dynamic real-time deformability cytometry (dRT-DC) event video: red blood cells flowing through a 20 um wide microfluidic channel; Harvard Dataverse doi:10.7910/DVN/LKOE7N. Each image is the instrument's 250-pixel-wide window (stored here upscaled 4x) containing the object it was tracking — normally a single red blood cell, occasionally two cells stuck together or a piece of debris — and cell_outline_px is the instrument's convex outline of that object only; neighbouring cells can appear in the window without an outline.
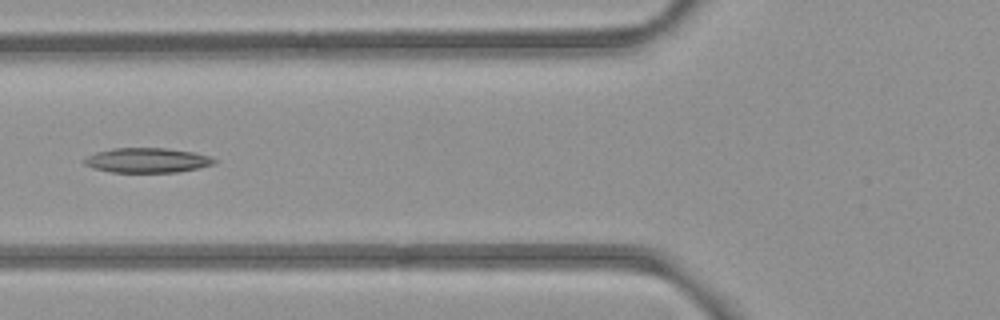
{"species": "common noctule bat (a hibernating species)", "species_latin": "Nyctalus noctula", "temperature_condition": "room temperature", "stored_images_in_passage": 4, "camera_frame_rate_fps": 3000, "um_per_image_px": 0.085, "animal": {"sex": "female", "body_mass_g": 21.9}, "frame": {"image": 1, "passage_image": 3, "time_ms": 2.333, "image_size_px": [1000, 320], "cell_outline_px": [[216, 164], [176, 172], [112, 172], [92, 168], [84, 164], [84, 160], [88, 156], [96, 152], [112, 148], [168, 148], [196, 152], [208, 156], [216, 160]], "centroid_in_image_um": [12.51, 13.62], "position_along_channel_um": 113.3, "area_um2": 18.73}}
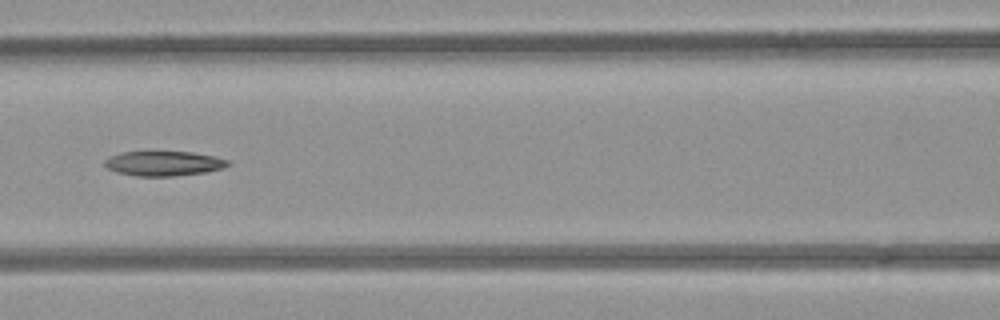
{"frame": {"image": 2, "passage_image": 4, "time_ms": 3.333, "image_size_px": [1000, 320], "cell_outline_px": [[232, 164], [224, 168], [204, 172], [172, 176], [136, 176], [116, 172], [108, 168], [104, 164], [104, 160], [108, 156], [120, 152], [192, 152], [212, 156], [228, 160]], "centroid_in_image_um": [13.89, 13.89], "position_along_channel_um": 152.7, "area_um2": 17.74}}